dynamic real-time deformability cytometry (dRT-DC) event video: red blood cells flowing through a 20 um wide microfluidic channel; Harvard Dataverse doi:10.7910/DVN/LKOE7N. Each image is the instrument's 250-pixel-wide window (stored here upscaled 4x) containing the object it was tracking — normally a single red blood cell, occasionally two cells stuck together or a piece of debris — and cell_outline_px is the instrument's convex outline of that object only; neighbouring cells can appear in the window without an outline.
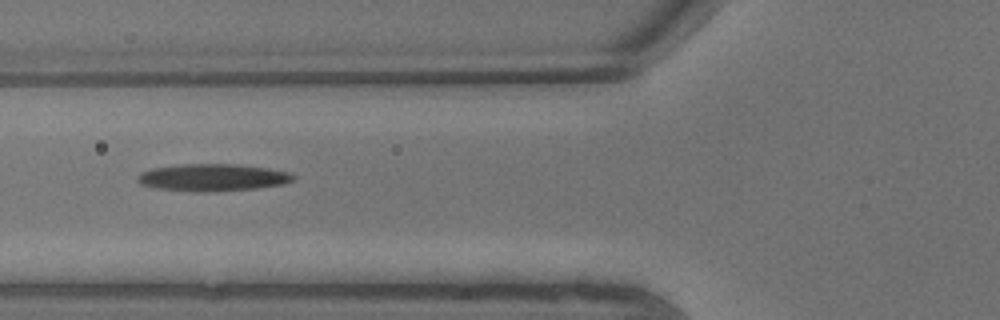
{"species": "common noctule bat (a hibernating species)", "species_latin": "Nyctalus noctula", "temperature_condition": "warm", "stored_images_in_passage": 7, "camera_frame_rate_fps": 3000, "um_per_image_px": 0.085, "animal": {"sex": "male", "body_mass_g": 13.3}, "frame": {"image": 1, "passage_image": 5, "time_ms": 1.333, "image_size_px": [1000, 320], "cell_outline_px": [[296, 176], [292, 180], [280, 184], [256, 188], [200, 192], [196, 192], [156, 188], [140, 184], [136, 180], [136, 176], [140, 172], [152, 168], [184, 164], [236, 164], [268, 168], [288, 172]], "centroid_in_image_um": [18.01, 15.08], "position_along_channel_um": 107.8, "area_um2": 24.51}}
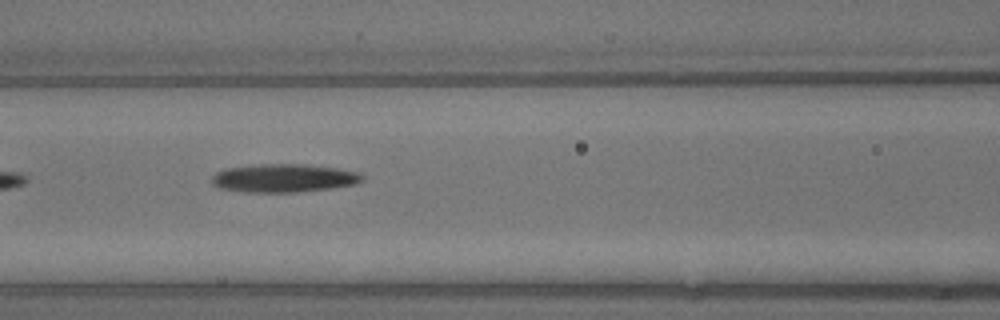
{"frame": {"image": 2, "passage_image": 6, "time_ms": 1.667, "image_size_px": [1000, 320], "cell_outline_px": [[364, 180], [356, 184], [332, 188], [296, 192], [248, 192], [220, 188], [212, 184], [212, 176], [216, 172], [224, 168], [260, 164], [304, 164], [336, 168], [360, 172], [364, 176]], "centroid_in_image_um": [24.14, 15.13], "position_along_channel_um": 142.5, "area_um2": 24.91}}
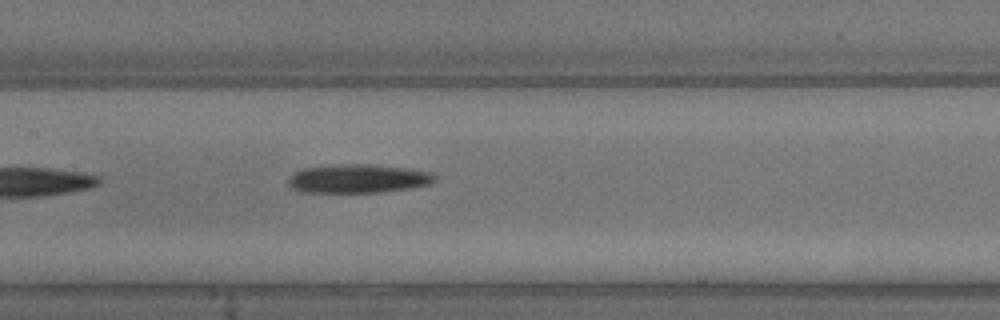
{"frame": {"image": 3, "passage_image": 7, "time_ms": 2.0, "image_size_px": [1000, 320], "cell_outline_px": [[436, 180], [428, 184], [412, 188], [380, 192], [300, 192], [292, 188], [288, 184], [288, 176], [304, 168], [336, 164], [364, 164], [408, 168], [432, 172], [436, 176]], "centroid_in_image_um": [30.43, 15.18], "position_along_channel_um": 177.0, "area_um2": 24.57}}